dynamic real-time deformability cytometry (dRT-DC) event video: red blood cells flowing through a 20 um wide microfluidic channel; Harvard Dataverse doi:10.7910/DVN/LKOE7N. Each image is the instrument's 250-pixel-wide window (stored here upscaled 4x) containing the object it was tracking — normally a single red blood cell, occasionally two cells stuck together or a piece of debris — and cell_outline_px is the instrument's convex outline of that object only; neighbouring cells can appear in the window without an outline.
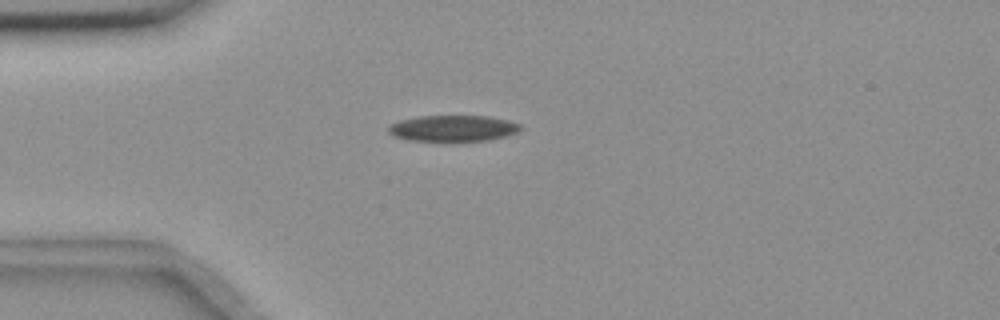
{"species": "common noctule bat (a hibernating species)", "species_latin": "Nyctalus noctula", "temperature_condition": "room temperature", "stored_images_in_passage": 6, "camera_frame_rate_fps": 3000, "um_per_image_px": 0.085, "animal": {"sex": "female", "body_mass_g": 18.4}, "frame": {"image": 1, "passage_image": 3, "time_ms": 2.333, "image_size_px": [1000, 320], "cell_outline_px": [[524, 128], [516, 132], [504, 136], [488, 140], [408, 140], [392, 136], [388, 132], [388, 128], [392, 124], [400, 120], [420, 116], [488, 116], [508, 120], [520, 124]], "centroid_in_image_um": [38.51, 10.89], "position_along_channel_um": 46.5, "area_um2": 19.83}}
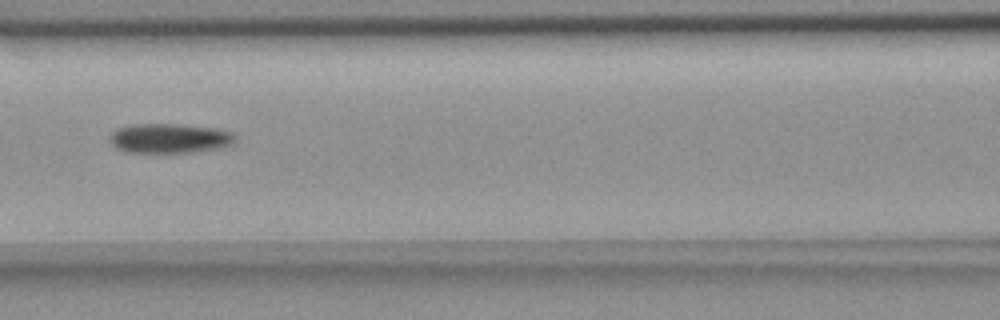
{"frame": {"image": 2, "passage_image": 6, "time_ms": 5.667, "image_size_px": [1000, 320], "cell_outline_px": [[236, 136], [232, 144], [220, 148], [192, 152], [124, 152], [116, 148], [112, 144], [112, 132], [116, 128], [132, 124], [176, 124], [212, 128], [232, 132]], "centroid_in_image_um": [14.4, 11.76], "position_along_channel_um": 152.2, "area_um2": 21.44}}